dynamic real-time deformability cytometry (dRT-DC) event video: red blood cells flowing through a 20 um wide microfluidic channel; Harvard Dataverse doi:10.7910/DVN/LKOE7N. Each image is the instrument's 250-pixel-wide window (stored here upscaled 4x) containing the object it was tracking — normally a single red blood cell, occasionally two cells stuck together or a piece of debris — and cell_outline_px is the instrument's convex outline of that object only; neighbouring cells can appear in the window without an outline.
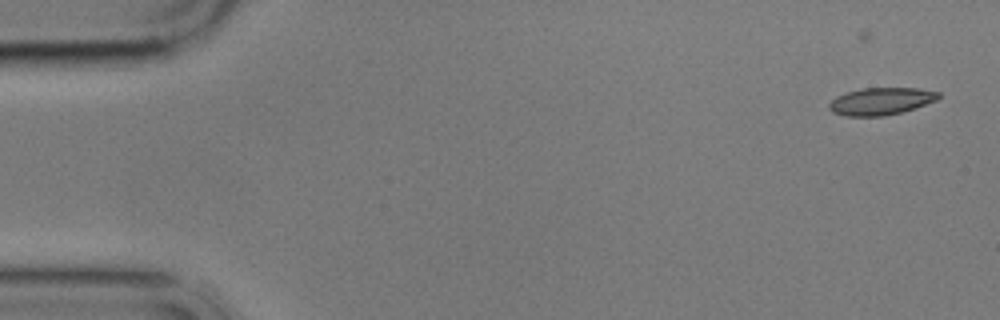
{"species": "common noctule bat (a hibernating species)", "species_latin": "Nyctalus noctula", "temperature_condition": "cold", "stored_images_in_passage": 13, "camera_frame_rate_fps": 3000, "um_per_image_px": 0.085, "animal": {"sex": "male", "body_mass_g": 17.9}, "frame": {"image": 1, "passage_image": 2, "time_ms": 1.333, "image_size_px": [1000, 320], "cell_outline_px": [[940, 96], [936, 100], [916, 108], [884, 116], [848, 116], [832, 112], [828, 108], [828, 104], [836, 96], [860, 88], [920, 88], [940, 92]], "centroid_in_image_um": [74.88, 8.6], "position_along_channel_um": 10.1, "area_um2": 17.4}}
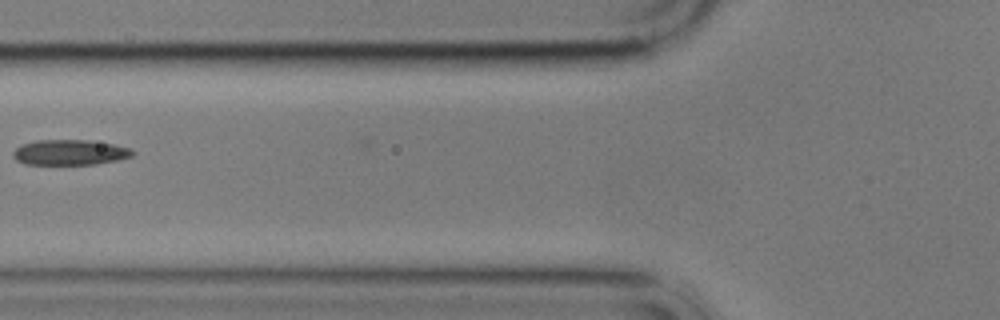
{"frame": {"image": 2, "passage_image": 7, "time_ms": 8.0, "image_size_px": [1000, 320], "cell_outline_px": [[136, 152], [132, 156], [116, 160], [96, 164], [24, 164], [16, 160], [12, 156], [12, 152], [16, 148], [24, 144], [36, 140], [88, 140], [112, 144], [132, 148]], "centroid_in_image_um": [5.94, 12.95], "position_along_channel_um": 119.9, "area_um2": 17.63}}
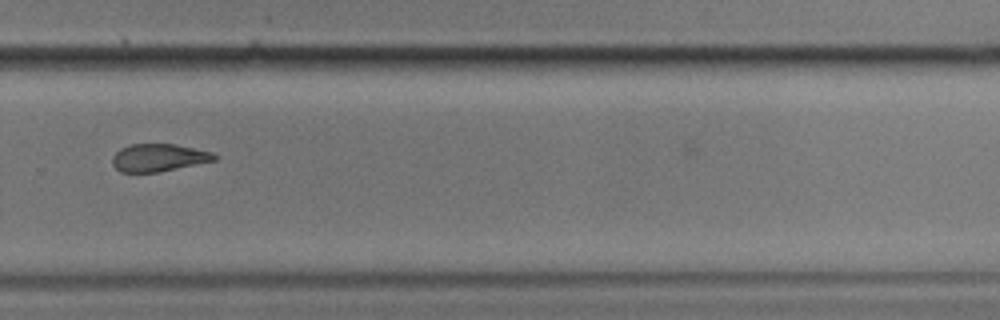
{"frame": {"image": 3, "passage_image": 12, "time_ms": 13.667, "image_size_px": [1000, 320], "cell_outline_px": [[216, 160], [160, 172], [120, 172], [112, 164], [112, 156], [120, 148], [132, 144], [176, 144], [212, 152], [216, 156]], "centroid_in_image_um": [13.46, 13.4], "position_along_channel_um": 316.3, "area_um2": 16.42}}